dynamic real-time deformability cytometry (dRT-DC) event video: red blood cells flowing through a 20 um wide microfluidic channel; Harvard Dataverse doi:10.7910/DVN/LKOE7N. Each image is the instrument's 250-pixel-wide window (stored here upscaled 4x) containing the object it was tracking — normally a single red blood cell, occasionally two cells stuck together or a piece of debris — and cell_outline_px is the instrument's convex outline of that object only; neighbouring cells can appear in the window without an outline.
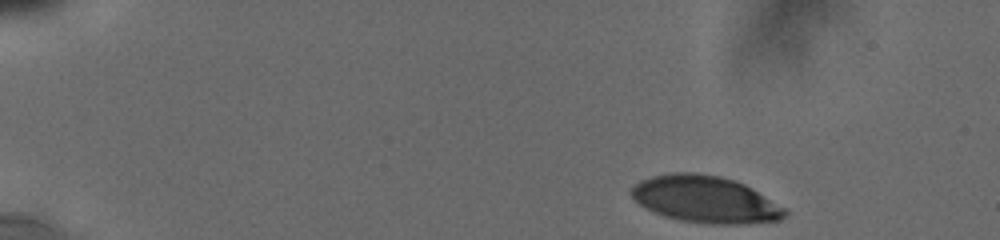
{"species": "human", "species_latin": "Homo sapiens", "temperature_condition": "cold", "stored_images_in_passage": 27, "camera_frame_rate_fps": 3000, "um_per_image_px": 0.085, "donor": {"sex": "male"}, "frame": {"image": 1, "passage_image": 1, "time_ms": 0.0, "image_size_px": [1000, 240], "cell_outline_px": [[788, 216], [780, 220], [748, 224], [708, 224], [680, 220], [664, 216], [652, 212], [640, 204], [632, 196], [632, 188], [640, 180], [652, 176], [672, 172], [696, 172], [720, 176], [744, 184], [752, 188], [784, 208], [788, 212]], "centroid_in_image_um": [59.97, 16.95], "position_along_channel_um": 25.0, "area_um2": 41.91}}
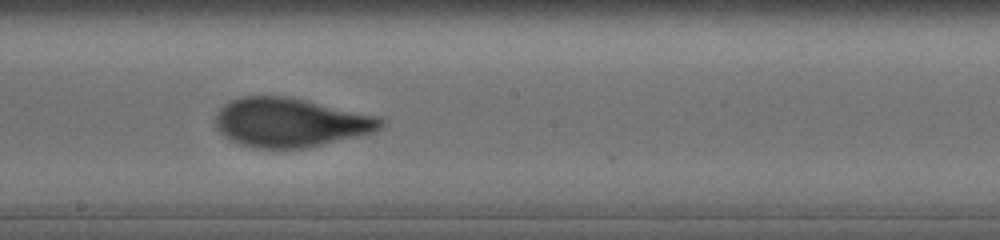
{"frame": {"image": 2, "passage_image": 25, "time_ms": 8.333, "image_size_px": [1000, 240], "cell_outline_px": [[384, 124], [380, 128], [372, 132], [304, 148], [252, 148], [240, 144], [224, 136], [216, 128], [216, 112], [228, 100], [240, 96], [284, 96], [304, 100], [380, 116], [384, 120]], "centroid_in_image_um": [24.63, 10.4], "position_along_channel_um": 223.6, "area_um2": 46.93}}
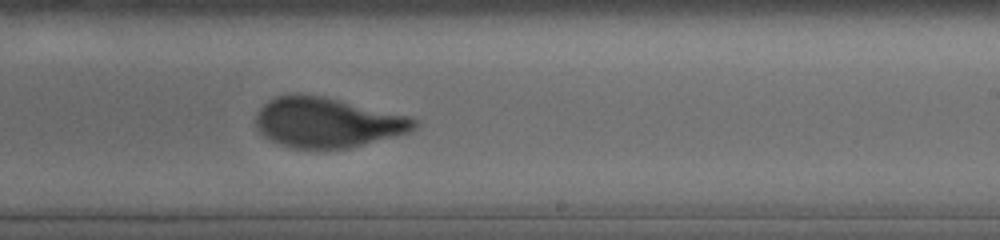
{"frame": {"image": 3, "passage_image": 27, "time_ms": 9.333, "image_size_px": [1000, 240], "cell_outline_px": [[420, 124], [416, 128], [408, 132], [348, 148], [292, 148], [280, 144], [264, 136], [260, 132], [256, 124], [256, 112], [268, 100], [276, 96], [324, 96], [408, 116], [420, 120]], "centroid_in_image_um": [27.84, 10.42], "position_along_channel_um": 261.2, "area_um2": 45.43}}